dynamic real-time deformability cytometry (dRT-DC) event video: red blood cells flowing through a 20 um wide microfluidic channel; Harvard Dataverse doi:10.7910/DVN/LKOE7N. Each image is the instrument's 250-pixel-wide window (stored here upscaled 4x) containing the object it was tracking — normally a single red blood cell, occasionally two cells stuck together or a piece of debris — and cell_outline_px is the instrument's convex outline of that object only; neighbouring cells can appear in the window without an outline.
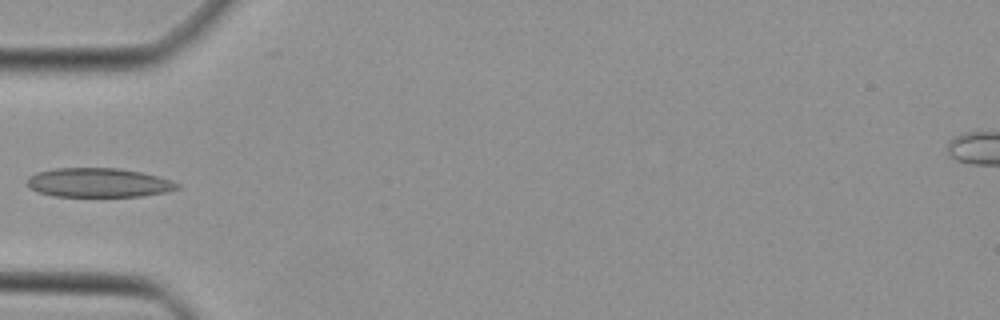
{"species": "Egyptian fruit bat (a non-hibernating species)", "species_latin": "Rousettus aegyptiacus", "temperature_condition": "cold", "stored_images_in_passage": 32, "camera_frame_rate_fps": 3000, "um_per_image_px": 0.085, "animal": {"sex": "female"}, "frame": {"image": 1, "passage_image": 1, "time_ms": 0.0, "image_size_px": [1000, 320], "cell_outline_px": [[180, 188], [164, 192], [140, 196], [52, 196], [36, 192], [28, 188], [24, 180], [28, 176], [36, 172], [56, 168], [120, 168], [140, 172], [156, 176], [180, 184]], "centroid_in_image_um": [8.27, 15.52], "position_along_channel_um": 76.7, "area_um2": 25.61}}
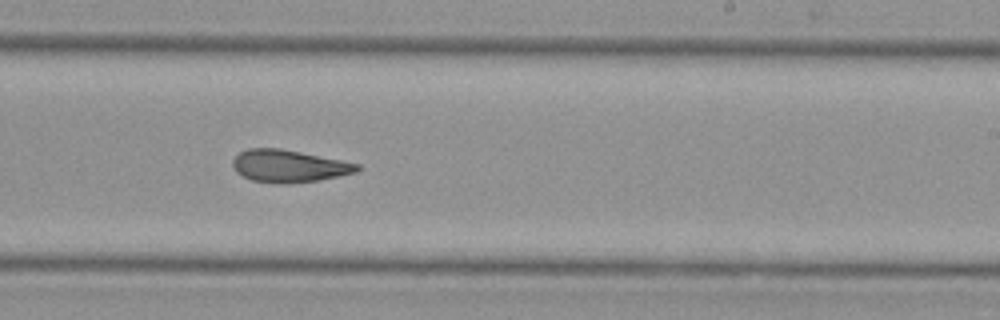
{"frame": {"image": 2, "passage_image": 14, "time_ms": 4.333, "image_size_px": [1000, 320], "cell_outline_px": [[360, 168], [356, 172], [316, 180], [288, 184], [252, 180], [236, 172], [232, 164], [232, 160], [240, 152], [248, 148], [280, 148], [360, 164]], "centroid_in_image_um": [24.52, 14.1], "position_along_channel_um": 264.5, "area_um2": 23.06}}
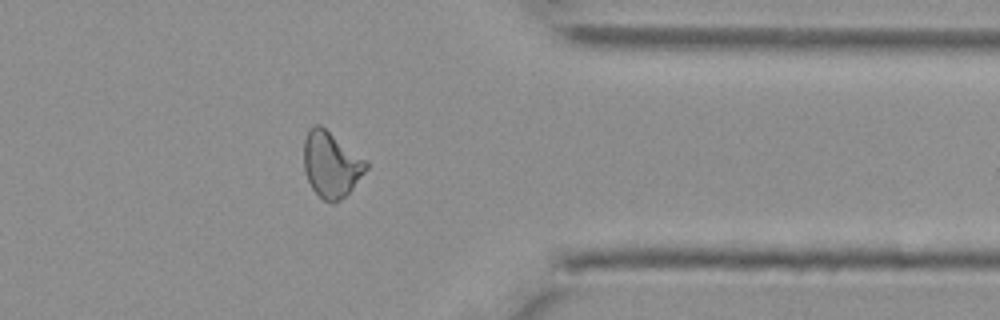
{"frame": {"image": 3, "passage_image": 23, "time_ms": 7.333, "image_size_px": [1000, 320], "cell_outline_px": [[368, 168], [352, 188], [340, 200], [332, 204], [324, 200], [312, 188], [304, 172], [304, 140], [308, 128], [316, 124], [320, 124], [364, 160], [368, 164]], "centroid_in_image_um": [28.1, 13.98], "position_along_channel_um": 383.3, "area_um2": 23.41}}